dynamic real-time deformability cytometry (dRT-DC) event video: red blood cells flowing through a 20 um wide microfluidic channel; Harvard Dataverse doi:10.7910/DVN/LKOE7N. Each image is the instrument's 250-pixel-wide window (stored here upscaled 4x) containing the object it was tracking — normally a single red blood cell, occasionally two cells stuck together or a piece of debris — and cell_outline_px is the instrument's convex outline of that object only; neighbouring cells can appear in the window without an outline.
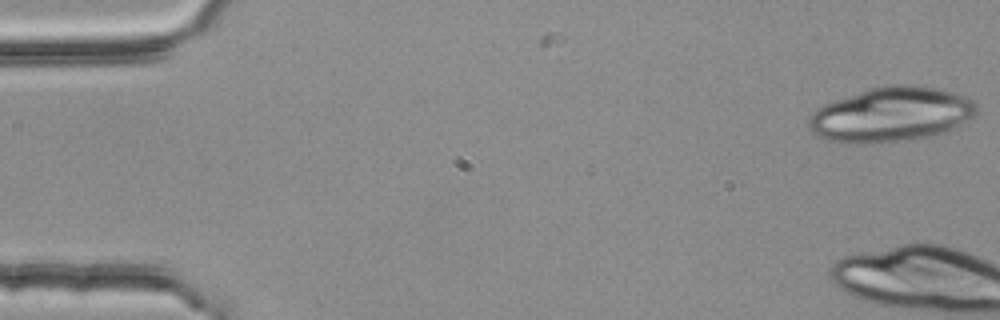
{"species": "common noctule bat (a hibernating species)", "species_latin": "Nyctalus noctula", "temperature_condition": "room temperature", "stored_images_in_passage": 5, "camera_frame_rate_fps": 3000, "um_per_image_px": 0.085, "animal": {"sex": "female", "body_mass_g": 25.1}, "frame": {"image": 1, "passage_image": 1, "time_ms": 0.0, "image_size_px": [1000, 320], "cell_outline_px": [[976, 112], [972, 116], [956, 128], [936, 136], [916, 140], [880, 144], [848, 144], [828, 140], [816, 136], [812, 132], [808, 124], [808, 116], [816, 108], [824, 104], [868, 88], [884, 84], [920, 84], [940, 88], [968, 96], [976, 104]], "centroid_in_image_um": [75.75, 9.74], "position_along_channel_um": 9.2, "area_um2": 54.97}}